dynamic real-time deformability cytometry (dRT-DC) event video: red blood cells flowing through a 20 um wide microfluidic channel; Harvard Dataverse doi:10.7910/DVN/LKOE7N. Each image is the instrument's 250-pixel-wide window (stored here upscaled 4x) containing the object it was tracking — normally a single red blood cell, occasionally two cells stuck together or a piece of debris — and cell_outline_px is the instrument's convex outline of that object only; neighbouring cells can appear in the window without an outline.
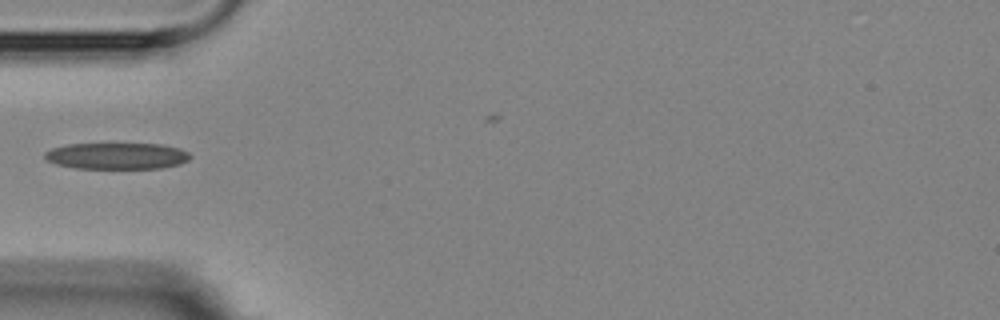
{"species": "Egyptian fruit bat (a non-hibernating species)", "species_latin": "Rousettus aegyptiacus", "temperature_condition": "room temperature", "stored_images_in_passage": 1, "camera_frame_rate_fps": 3000, "um_per_image_px": 0.085, "animal": {"sex": "female"}, "frame": {"image": 1, "passage_image": 1, "time_ms": 0.0, "image_size_px": [1000, 320], "cell_outline_px": [[192, 156], [188, 160], [180, 164], [160, 168], [76, 168], [56, 164], [44, 160], [44, 152], [52, 148], [68, 144], [160, 144], [180, 148], [188, 152]], "centroid_in_image_um": [9.92, 13.25], "position_along_channel_um": 75.1, "area_um2": 22.43}}